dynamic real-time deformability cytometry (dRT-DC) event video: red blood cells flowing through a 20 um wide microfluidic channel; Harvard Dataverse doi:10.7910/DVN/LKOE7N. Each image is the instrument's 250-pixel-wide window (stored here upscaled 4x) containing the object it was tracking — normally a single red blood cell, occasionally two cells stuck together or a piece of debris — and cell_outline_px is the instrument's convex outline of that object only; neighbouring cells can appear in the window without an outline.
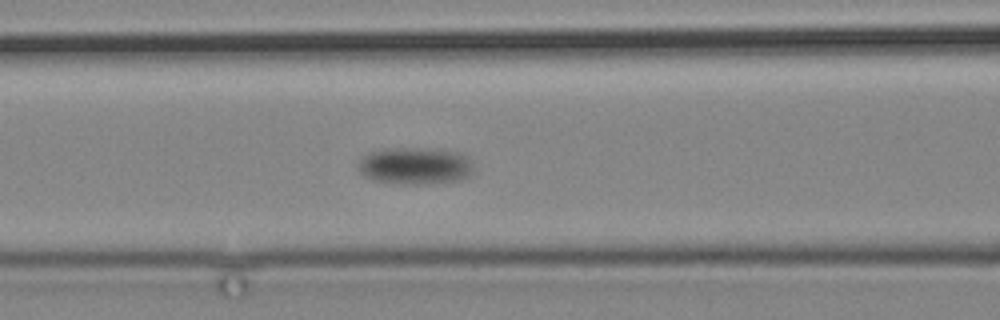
{"species": "common noctule bat (a hibernating species)", "species_latin": "Nyctalus noctula", "temperature_condition": "cold", "stored_images_in_passage": 13, "camera_frame_rate_fps": 3000, "um_per_image_px": 0.085, "animal": {"sex": "male", "body_mass_g": 19.2, "forearm_length_mm": 51.8}, "frame": {"image": 1, "passage_image": 10, "time_ms": 11.667, "image_size_px": [1000, 320], "cell_outline_px": [[472, 172], [468, 176], [460, 180], [420, 184], [404, 184], [372, 180], [364, 176], [360, 172], [360, 160], [364, 156], [372, 152], [396, 148], [412, 148], [460, 152], [468, 156], [472, 168]], "centroid_in_image_um": [35.31, 14.11], "position_along_channel_um": 131.3, "area_um2": 24.39}}